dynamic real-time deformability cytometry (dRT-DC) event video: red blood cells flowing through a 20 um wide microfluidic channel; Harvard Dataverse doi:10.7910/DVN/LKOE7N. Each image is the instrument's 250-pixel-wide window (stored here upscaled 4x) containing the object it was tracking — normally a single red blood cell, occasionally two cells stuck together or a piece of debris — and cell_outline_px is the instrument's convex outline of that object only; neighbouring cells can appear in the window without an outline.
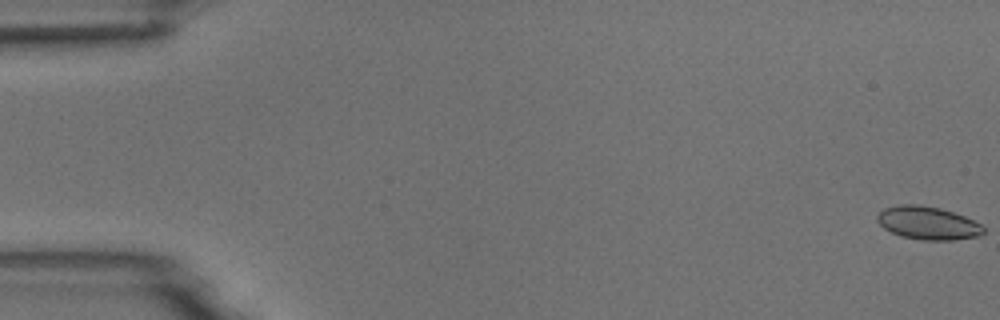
{"species": "common noctule bat (a hibernating species)", "species_latin": "Nyctalus noctula", "temperature_condition": "room temperature", "stored_images_in_passage": 5, "camera_frame_rate_fps": 3000, "um_per_image_px": 0.085, "animal": {"sex": "male", "body_mass_g": 18.8}, "frame": {"image": 1, "passage_image": 1, "time_ms": 0.0, "image_size_px": [1000, 320], "cell_outline_px": [[984, 232], [980, 236], [952, 240], [920, 240], [900, 236], [884, 228], [876, 220], [876, 216], [884, 208], [900, 204], [920, 204], [940, 208], [964, 216], [980, 224], [984, 228]], "centroid_in_image_um": [78.85, 18.96], "position_along_channel_um": 6.2, "area_um2": 20.52}}